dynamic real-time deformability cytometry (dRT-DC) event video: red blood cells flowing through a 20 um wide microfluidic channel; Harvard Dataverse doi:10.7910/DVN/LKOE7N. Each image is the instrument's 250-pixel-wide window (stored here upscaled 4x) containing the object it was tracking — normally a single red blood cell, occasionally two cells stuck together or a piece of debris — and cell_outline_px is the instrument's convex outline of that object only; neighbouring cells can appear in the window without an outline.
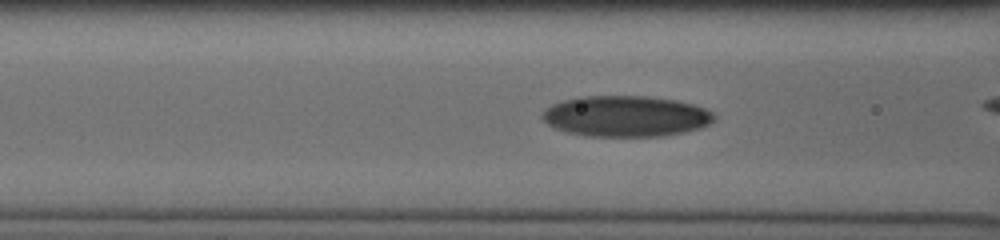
{"species": "human", "species_latin": "Homo sapiens", "temperature_condition": "cold", "stored_images_in_passage": 39, "camera_frame_rate_fps": 3000, "um_per_image_px": 0.085, "donor": {"sex": "male"}, "frame": {"image": 1, "passage_image": 18, "time_ms": 5.667, "image_size_px": [1000, 240], "cell_outline_px": [[716, 116], [708, 124], [700, 128], [684, 132], [660, 136], [584, 136], [564, 132], [548, 124], [540, 116], [552, 104], [564, 100], [580, 96], [644, 96], [676, 100], [692, 104], [704, 108], [712, 112]], "centroid_in_image_um": [53.18, 9.88], "position_along_channel_um": 113.4, "area_um2": 40.86}}
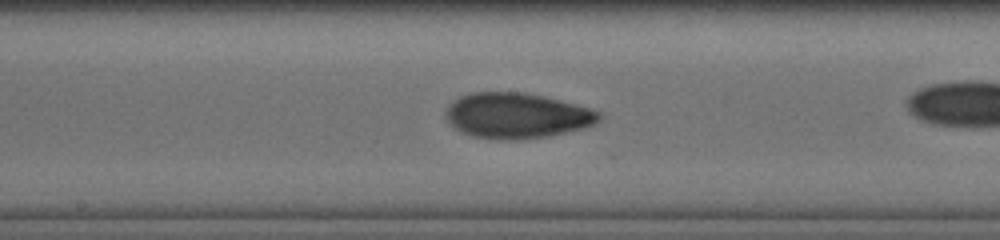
{"frame": {"image": 2, "passage_image": 25, "time_ms": 8.0, "image_size_px": [1000, 240], "cell_outline_px": [[600, 120], [584, 128], [548, 136], [516, 140], [500, 140], [472, 136], [460, 132], [448, 124], [444, 116], [452, 100], [460, 96], [472, 92], [524, 92], [544, 96], [576, 104], [600, 112]], "centroid_in_image_um": [43.88, 9.83], "position_along_channel_um": 204.3, "area_um2": 40.81}}
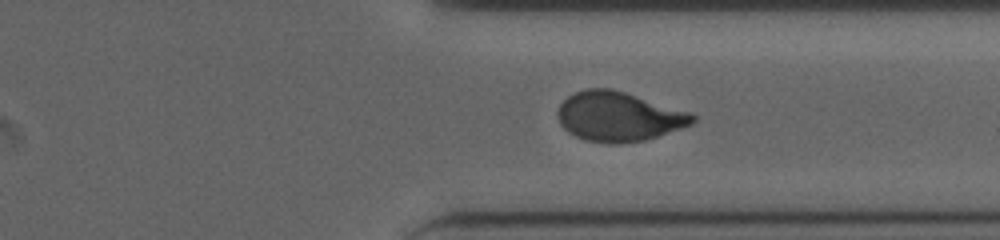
{"frame": {"image": 3, "passage_image": 37, "time_ms": 12.0, "image_size_px": [1000, 240], "cell_outline_px": [[696, 120], [692, 124], [644, 140], [620, 144], [608, 144], [584, 140], [568, 132], [560, 124], [556, 112], [560, 104], [568, 96], [584, 88], [608, 88], [624, 92], [692, 112], [696, 116]], "centroid_in_image_um": [52.57, 9.91], "position_along_channel_um": 358.8, "area_um2": 38.96}}